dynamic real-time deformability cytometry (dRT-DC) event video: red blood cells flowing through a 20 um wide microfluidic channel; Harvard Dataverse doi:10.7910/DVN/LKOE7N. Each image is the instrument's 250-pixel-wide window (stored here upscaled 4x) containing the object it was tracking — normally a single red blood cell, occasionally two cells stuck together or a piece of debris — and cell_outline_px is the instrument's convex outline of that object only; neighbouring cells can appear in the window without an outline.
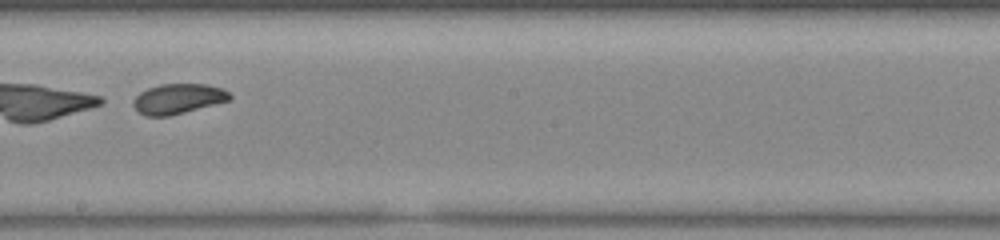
{"species": "common noctule bat (a hibernating species)", "species_latin": "Nyctalus noctula", "temperature_condition": "warm", "stored_images_in_passage": 40, "camera_frame_rate_fps": 3000, "um_per_image_px": 0.085, "animal": {"sex": "female", "body_mass_g": 23.0, "forearm_length_mm": 53.4}, "frame": {"image": 1, "passage_image": 19, "time_ms": 6.0, "image_size_px": [1000, 240], "cell_outline_px": [[232, 96], [228, 100], [184, 112], [168, 116], [144, 116], [132, 104], [132, 100], [140, 92], [148, 88], [160, 84], [208, 84], [224, 88]], "centroid_in_image_um": [15.12, 8.38], "position_along_channel_um": 233.1, "area_um2": 16.76}}
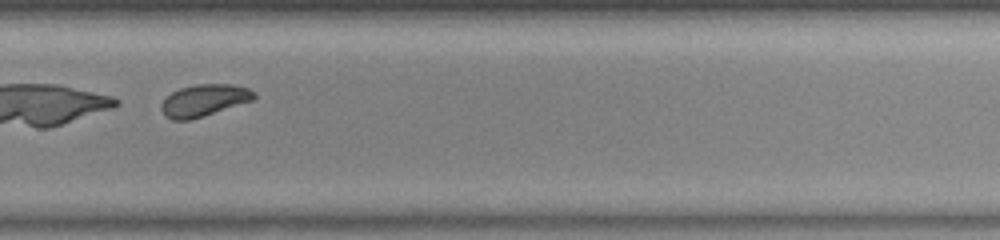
{"frame": {"image": 2, "passage_image": 25, "time_ms": 8.0, "image_size_px": [1000, 240], "cell_outline_px": [[256, 96], [252, 100], [188, 120], [172, 120], [164, 116], [160, 108], [160, 104], [172, 92], [180, 88], [196, 84], [232, 84], [248, 88], [256, 92]], "centroid_in_image_um": [17.31, 8.51], "position_along_channel_um": 312.5, "area_um2": 16.99}}
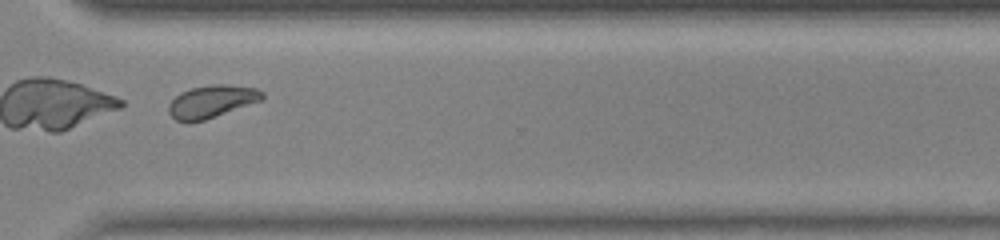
{"frame": {"image": 3, "passage_image": 28, "time_ms": 9.0, "image_size_px": [1000, 240], "cell_outline_px": [[264, 96], [260, 100], [204, 120], [176, 120], [168, 112], [168, 104], [180, 92], [192, 88], [212, 84], [228, 84], [256, 88], [264, 92]], "centroid_in_image_um": [17.99, 8.59], "position_along_channel_um": 352.6, "area_um2": 17.28}}